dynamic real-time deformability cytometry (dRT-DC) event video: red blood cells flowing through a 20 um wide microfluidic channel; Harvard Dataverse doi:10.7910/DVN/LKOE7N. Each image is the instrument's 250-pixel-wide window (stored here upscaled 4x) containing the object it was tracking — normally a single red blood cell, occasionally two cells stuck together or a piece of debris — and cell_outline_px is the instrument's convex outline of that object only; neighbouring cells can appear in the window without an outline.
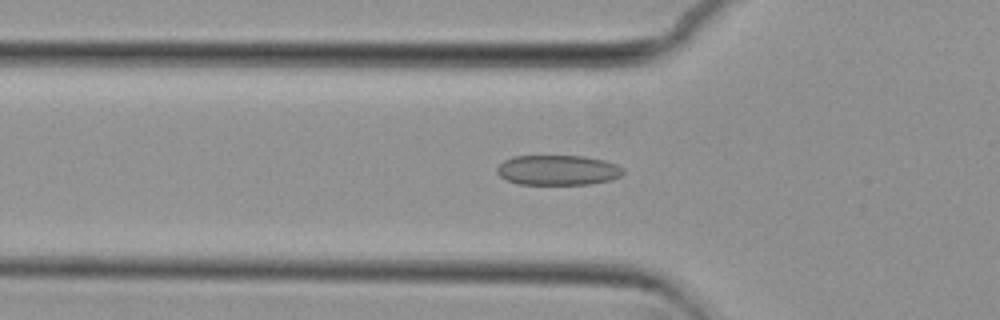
{"species": "common noctule bat (a hibernating species)", "species_latin": "Nyctalus noctula", "temperature_condition": "cold", "stored_images_in_passage": 55, "camera_frame_rate_fps": 3000, "um_per_image_px": 0.085, "animal": {"sex": "female", "body_mass_g": 29.2, "forearm_length_mm": 56.3}, "frame": {"image": 1, "passage_image": 18, "time_ms": 5.667, "image_size_px": [1000, 320], "cell_outline_px": [[624, 172], [620, 176], [612, 180], [588, 184], [516, 184], [504, 180], [496, 172], [496, 168], [504, 160], [512, 156], [584, 156], [604, 160], [616, 164], [624, 168]], "centroid_in_image_um": [47.4, 14.46], "position_along_channel_um": 78.4, "area_um2": 22.31}}
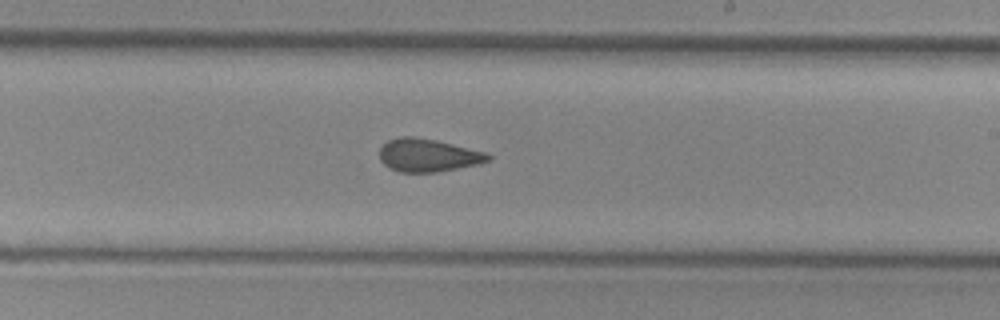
{"frame": {"image": 2, "passage_image": 32, "time_ms": 10.333, "image_size_px": [1000, 320], "cell_outline_px": [[492, 156], [488, 160], [476, 164], [436, 172], [400, 172], [388, 168], [380, 160], [380, 148], [388, 140], [400, 136], [412, 136], [436, 140], [484, 152]], "centroid_in_image_um": [36.32, 13.19], "position_along_channel_um": 252.7, "area_um2": 20.58}}
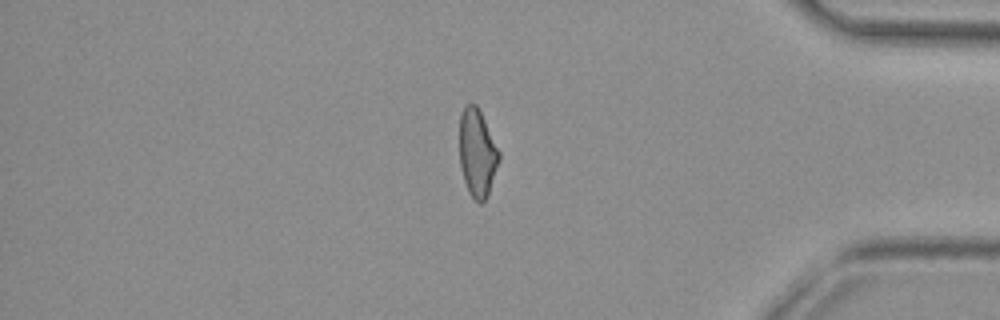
{"frame": {"image": 3, "passage_image": 46, "time_ms": 15.0, "image_size_px": [1000, 320], "cell_outline_px": [[500, 160], [488, 196], [480, 204], [468, 192], [460, 168], [460, 116], [464, 104], [476, 104], [500, 152]], "centroid_in_image_um": [40.57, 13.02], "position_along_channel_um": 394.6, "area_um2": 20.17}, "authors_computed_cell_mechanics": {"area_um2": 21.2704, "velocity_mm_per_s": 3.7187, "shape_relaxation_time_tau1_ms": null, "shape_relaxation_time_tau2_ms": 1.6281, "deformation_change_tau1": null, "deformation_change_tau2": 0.083}}